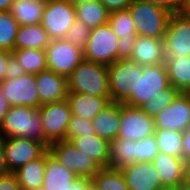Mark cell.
<instances>
[{"instance_id":"6da1fadb","label":"cell","mask_w":190,"mask_h":190,"mask_svg":"<svg viewBox=\"0 0 190 190\" xmlns=\"http://www.w3.org/2000/svg\"><path fill=\"white\" fill-rule=\"evenodd\" d=\"M2 133L5 138L23 137L42 142L47 147L50 144L44 136L38 108L31 106H10L0 125Z\"/></svg>"},{"instance_id":"7a4b0ae2","label":"cell","mask_w":190,"mask_h":190,"mask_svg":"<svg viewBox=\"0 0 190 190\" xmlns=\"http://www.w3.org/2000/svg\"><path fill=\"white\" fill-rule=\"evenodd\" d=\"M68 91L91 96H110L107 65L83 60L67 77Z\"/></svg>"},{"instance_id":"3957f363","label":"cell","mask_w":190,"mask_h":190,"mask_svg":"<svg viewBox=\"0 0 190 190\" xmlns=\"http://www.w3.org/2000/svg\"><path fill=\"white\" fill-rule=\"evenodd\" d=\"M109 92L112 102L124 103L131 95H138L139 72L143 66L131 58H121L107 65Z\"/></svg>"},{"instance_id":"277c9868","label":"cell","mask_w":190,"mask_h":190,"mask_svg":"<svg viewBox=\"0 0 190 190\" xmlns=\"http://www.w3.org/2000/svg\"><path fill=\"white\" fill-rule=\"evenodd\" d=\"M137 36L164 38L172 13L144 0H133L128 8Z\"/></svg>"},{"instance_id":"5b68a950","label":"cell","mask_w":190,"mask_h":190,"mask_svg":"<svg viewBox=\"0 0 190 190\" xmlns=\"http://www.w3.org/2000/svg\"><path fill=\"white\" fill-rule=\"evenodd\" d=\"M48 151L56 161L73 171L78 177L92 179L102 168L88 155L77 151L67 140L51 142Z\"/></svg>"},{"instance_id":"8992f818","label":"cell","mask_w":190,"mask_h":190,"mask_svg":"<svg viewBox=\"0 0 190 190\" xmlns=\"http://www.w3.org/2000/svg\"><path fill=\"white\" fill-rule=\"evenodd\" d=\"M118 40L108 23L92 29L83 50L84 59L105 65L118 61Z\"/></svg>"},{"instance_id":"52a82bcc","label":"cell","mask_w":190,"mask_h":190,"mask_svg":"<svg viewBox=\"0 0 190 190\" xmlns=\"http://www.w3.org/2000/svg\"><path fill=\"white\" fill-rule=\"evenodd\" d=\"M75 20V6L70 0H46L41 26L51 41L64 39Z\"/></svg>"},{"instance_id":"ba28073f","label":"cell","mask_w":190,"mask_h":190,"mask_svg":"<svg viewBox=\"0 0 190 190\" xmlns=\"http://www.w3.org/2000/svg\"><path fill=\"white\" fill-rule=\"evenodd\" d=\"M165 59L190 56V17L183 12L173 13L164 36Z\"/></svg>"},{"instance_id":"9c48e42d","label":"cell","mask_w":190,"mask_h":190,"mask_svg":"<svg viewBox=\"0 0 190 190\" xmlns=\"http://www.w3.org/2000/svg\"><path fill=\"white\" fill-rule=\"evenodd\" d=\"M47 69L68 77L84 60L83 50L65 39L52 40L45 48Z\"/></svg>"},{"instance_id":"30bf717a","label":"cell","mask_w":190,"mask_h":190,"mask_svg":"<svg viewBox=\"0 0 190 190\" xmlns=\"http://www.w3.org/2000/svg\"><path fill=\"white\" fill-rule=\"evenodd\" d=\"M156 132L155 120L133 107L120 103V127L118 138L139 141L154 135Z\"/></svg>"},{"instance_id":"8fae6325","label":"cell","mask_w":190,"mask_h":190,"mask_svg":"<svg viewBox=\"0 0 190 190\" xmlns=\"http://www.w3.org/2000/svg\"><path fill=\"white\" fill-rule=\"evenodd\" d=\"M166 66L164 63L143 66V72H139L138 95H131L124 104L139 107L163 89L169 86Z\"/></svg>"},{"instance_id":"7c38bea8","label":"cell","mask_w":190,"mask_h":190,"mask_svg":"<svg viewBox=\"0 0 190 190\" xmlns=\"http://www.w3.org/2000/svg\"><path fill=\"white\" fill-rule=\"evenodd\" d=\"M45 138L51 143L65 140V134L72 116L67 99L46 103L38 108Z\"/></svg>"},{"instance_id":"4fadbf2b","label":"cell","mask_w":190,"mask_h":190,"mask_svg":"<svg viewBox=\"0 0 190 190\" xmlns=\"http://www.w3.org/2000/svg\"><path fill=\"white\" fill-rule=\"evenodd\" d=\"M47 151L48 147L37 140L5 138V157L9 173H14L28 162L42 157Z\"/></svg>"},{"instance_id":"5bb4252c","label":"cell","mask_w":190,"mask_h":190,"mask_svg":"<svg viewBox=\"0 0 190 190\" xmlns=\"http://www.w3.org/2000/svg\"><path fill=\"white\" fill-rule=\"evenodd\" d=\"M0 85L9 106L39 108L42 105L38 96L35 75L33 74H25L16 79H4Z\"/></svg>"},{"instance_id":"9a60e30c","label":"cell","mask_w":190,"mask_h":190,"mask_svg":"<svg viewBox=\"0 0 190 190\" xmlns=\"http://www.w3.org/2000/svg\"><path fill=\"white\" fill-rule=\"evenodd\" d=\"M156 129L184 132L190 126V97L180 93L176 99L155 117Z\"/></svg>"},{"instance_id":"2e32d148","label":"cell","mask_w":190,"mask_h":190,"mask_svg":"<svg viewBox=\"0 0 190 190\" xmlns=\"http://www.w3.org/2000/svg\"><path fill=\"white\" fill-rule=\"evenodd\" d=\"M36 86L40 103H53L67 99L68 81L67 77L45 69L35 74Z\"/></svg>"},{"instance_id":"e0dca14e","label":"cell","mask_w":190,"mask_h":190,"mask_svg":"<svg viewBox=\"0 0 190 190\" xmlns=\"http://www.w3.org/2000/svg\"><path fill=\"white\" fill-rule=\"evenodd\" d=\"M128 190H157L162 183L152 162H135L121 169Z\"/></svg>"},{"instance_id":"ac0fdd59","label":"cell","mask_w":190,"mask_h":190,"mask_svg":"<svg viewBox=\"0 0 190 190\" xmlns=\"http://www.w3.org/2000/svg\"><path fill=\"white\" fill-rule=\"evenodd\" d=\"M130 58L140 66L164 63V38L137 36Z\"/></svg>"},{"instance_id":"d6986e66","label":"cell","mask_w":190,"mask_h":190,"mask_svg":"<svg viewBox=\"0 0 190 190\" xmlns=\"http://www.w3.org/2000/svg\"><path fill=\"white\" fill-rule=\"evenodd\" d=\"M67 101L72 115L92 120L100 111L104 110L112 101L110 96H91L68 92Z\"/></svg>"},{"instance_id":"ffe728a7","label":"cell","mask_w":190,"mask_h":190,"mask_svg":"<svg viewBox=\"0 0 190 190\" xmlns=\"http://www.w3.org/2000/svg\"><path fill=\"white\" fill-rule=\"evenodd\" d=\"M162 185L179 186L184 182L185 161L162 152L152 161Z\"/></svg>"},{"instance_id":"44dd1931","label":"cell","mask_w":190,"mask_h":190,"mask_svg":"<svg viewBox=\"0 0 190 190\" xmlns=\"http://www.w3.org/2000/svg\"><path fill=\"white\" fill-rule=\"evenodd\" d=\"M45 178L41 190H67L70 185L78 178V176L46 152V169Z\"/></svg>"},{"instance_id":"7402d4cb","label":"cell","mask_w":190,"mask_h":190,"mask_svg":"<svg viewBox=\"0 0 190 190\" xmlns=\"http://www.w3.org/2000/svg\"><path fill=\"white\" fill-rule=\"evenodd\" d=\"M92 123L96 135L100 138L109 142L117 139L120 127V103L111 102L92 119Z\"/></svg>"},{"instance_id":"603a6c76","label":"cell","mask_w":190,"mask_h":190,"mask_svg":"<svg viewBox=\"0 0 190 190\" xmlns=\"http://www.w3.org/2000/svg\"><path fill=\"white\" fill-rule=\"evenodd\" d=\"M70 142L77 151L88 155L101 167H108L110 144L108 140L92 135L71 139Z\"/></svg>"},{"instance_id":"cb8c5ba5","label":"cell","mask_w":190,"mask_h":190,"mask_svg":"<svg viewBox=\"0 0 190 190\" xmlns=\"http://www.w3.org/2000/svg\"><path fill=\"white\" fill-rule=\"evenodd\" d=\"M46 169V153L19 168L14 174L22 190H41Z\"/></svg>"},{"instance_id":"d4e9b609","label":"cell","mask_w":190,"mask_h":190,"mask_svg":"<svg viewBox=\"0 0 190 190\" xmlns=\"http://www.w3.org/2000/svg\"><path fill=\"white\" fill-rule=\"evenodd\" d=\"M137 162V141L117 138L109 144L108 167L122 169Z\"/></svg>"},{"instance_id":"484cf974","label":"cell","mask_w":190,"mask_h":190,"mask_svg":"<svg viewBox=\"0 0 190 190\" xmlns=\"http://www.w3.org/2000/svg\"><path fill=\"white\" fill-rule=\"evenodd\" d=\"M46 0H15L9 10L20 26L41 24Z\"/></svg>"},{"instance_id":"4316f807","label":"cell","mask_w":190,"mask_h":190,"mask_svg":"<svg viewBox=\"0 0 190 190\" xmlns=\"http://www.w3.org/2000/svg\"><path fill=\"white\" fill-rule=\"evenodd\" d=\"M50 38L41 24H30L19 26L14 50L16 49H40L50 43Z\"/></svg>"},{"instance_id":"83f0119b","label":"cell","mask_w":190,"mask_h":190,"mask_svg":"<svg viewBox=\"0 0 190 190\" xmlns=\"http://www.w3.org/2000/svg\"><path fill=\"white\" fill-rule=\"evenodd\" d=\"M76 19L94 29L108 23L110 12L99 0L82 1L74 4Z\"/></svg>"},{"instance_id":"f1b7e54d","label":"cell","mask_w":190,"mask_h":190,"mask_svg":"<svg viewBox=\"0 0 190 190\" xmlns=\"http://www.w3.org/2000/svg\"><path fill=\"white\" fill-rule=\"evenodd\" d=\"M169 84L182 93L190 91V56L179 59H165Z\"/></svg>"},{"instance_id":"f546056e","label":"cell","mask_w":190,"mask_h":190,"mask_svg":"<svg viewBox=\"0 0 190 190\" xmlns=\"http://www.w3.org/2000/svg\"><path fill=\"white\" fill-rule=\"evenodd\" d=\"M11 54L24 68L26 74H39L47 69L46 52L40 49H16Z\"/></svg>"},{"instance_id":"4dcf8cb0","label":"cell","mask_w":190,"mask_h":190,"mask_svg":"<svg viewBox=\"0 0 190 190\" xmlns=\"http://www.w3.org/2000/svg\"><path fill=\"white\" fill-rule=\"evenodd\" d=\"M92 190H128L120 169L102 167L91 179Z\"/></svg>"},{"instance_id":"1f68e13d","label":"cell","mask_w":190,"mask_h":190,"mask_svg":"<svg viewBox=\"0 0 190 190\" xmlns=\"http://www.w3.org/2000/svg\"><path fill=\"white\" fill-rule=\"evenodd\" d=\"M154 135L159 152L183 159V132L169 129H156Z\"/></svg>"},{"instance_id":"d6a6232c","label":"cell","mask_w":190,"mask_h":190,"mask_svg":"<svg viewBox=\"0 0 190 190\" xmlns=\"http://www.w3.org/2000/svg\"><path fill=\"white\" fill-rule=\"evenodd\" d=\"M129 10L113 11L109 14L108 24L120 39H136L137 33Z\"/></svg>"},{"instance_id":"836d02e7","label":"cell","mask_w":190,"mask_h":190,"mask_svg":"<svg viewBox=\"0 0 190 190\" xmlns=\"http://www.w3.org/2000/svg\"><path fill=\"white\" fill-rule=\"evenodd\" d=\"M19 26L9 11L0 12V49L14 50Z\"/></svg>"},{"instance_id":"e575fe53","label":"cell","mask_w":190,"mask_h":190,"mask_svg":"<svg viewBox=\"0 0 190 190\" xmlns=\"http://www.w3.org/2000/svg\"><path fill=\"white\" fill-rule=\"evenodd\" d=\"M181 92L172 85L163 89L157 96L141 104L138 108L150 117H155L160 111L170 105Z\"/></svg>"},{"instance_id":"d590c367","label":"cell","mask_w":190,"mask_h":190,"mask_svg":"<svg viewBox=\"0 0 190 190\" xmlns=\"http://www.w3.org/2000/svg\"><path fill=\"white\" fill-rule=\"evenodd\" d=\"M92 135H96L92 120L83 119L75 115L71 116L65 134V140L70 141L71 139L82 138L83 136L90 137Z\"/></svg>"},{"instance_id":"8d00e7d4","label":"cell","mask_w":190,"mask_h":190,"mask_svg":"<svg viewBox=\"0 0 190 190\" xmlns=\"http://www.w3.org/2000/svg\"><path fill=\"white\" fill-rule=\"evenodd\" d=\"M91 31L92 29L84 22L76 19L73 25L68 29L67 35L64 39L81 50H84L91 35Z\"/></svg>"},{"instance_id":"74e56055","label":"cell","mask_w":190,"mask_h":190,"mask_svg":"<svg viewBox=\"0 0 190 190\" xmlns=\"http://www.w3.org/2000/svg\"><path fill=\"white\" fill-rule=\"evenodd\" d=\"M158 153L155 135L137 141V162H152Z\"/></svg>"},{"instance_id":"f35d334b","label":"cell","mask_w":190,"mask_h":190,"mask_svg":"<svg viewBox=\"0 0 190 190\" xmlns=\"http://www.w3.org/2000/svg\"><path fill=\"white\" fill-rule=\"evenodd\" d=\"M153 5L164 8L170 13L182 12L184 0H144Z\"/></svg>"},{"instance_id":"ab89813d","label":"cell","mask_w":190,"mask_h":190,"mask_svg":"<svg viewBox=\"0 0 190 190\" xmlns=\"http://www.w3.org/2000/svg\"><path fill=\"white\" fill-rule=\"evenodd\" d=\"M25 74L26 72L24 68H22L18 63L17 59L13 55H11L8 58L7 69L5 72V79H16Z\"/></svg>"},{"instance_id":"60d3db41","label":"cell","mask_w":190,"mask_h":190,"mask_svg":"<svg viewBox=\"0 0 190 190\" xmlns=\"http://www.w3.org/2000/svg\"><path fill=\"white\" fill-rule=\"evenodd\" d=\"M136 39H125L120 38L118 40V60L121 58H130L133 52V47L135 45Z\"/></svg>"},{"instance_id":"b9f144b4","label":"cell","mask_w":190,"mask_h":190,"mask_svg":"<svg viewBox=\"0 0 190 190\" xmlns=\"http://www.w3.org/2000/svg\"><path fill=\"white\" fill-rule=\"evenodd\" d=\"M0 190H22L14 173L0 177Z\"/></svg>"},{"instance_id":"7bdbcfd3","label":"cell","mask_w":190,"mask_h":190,"mask_svg":"<svg viewBox=\"0 0 190 190\" xmlns=\"http://www.w3.org/2000/svg\"><path fill=\"white\" fill-rule=\"evenodd\" d=\"M111 13L113 11L127 10L133 0H99Z\"/></svg>"},{"instance_id":"ee69618b","label":"cell","mask_w":190,"mask_h":190,"mask_svg":"<svg viewBox=\"0 0 190 190\" xmlns=\"http://www.w3.org/2000/svg\"><path fill=\"white\" fill-rule=\"evenodd\" d=\"M9 173L5 157V137L0 134V177Z\"/></svg>"},{"instance_id":"f6af8a7d","label":"cell","mask_w":190,"mask_h":190,"mask_svg":"<svg viewBox=\"0 0 190 190\" xmlns=\"http://www.w3.org/2000/svg\"><path fill=\"white\" fill-rule=\"evenodd\" d=\"M67 190H92L91 179L78 177Z\"/></svg>"},{"instance_id":"bcb514c9","label":"cell","mask_w":190,"mask_h":190,"mask_svg":"<svg viewBox=\"0 0 190 190\" xmlns=\"http://www.w3.org/2000/svg\"><path fill=\"white\" fill-rule=\"evenodd\" d=\"M11 52L0 49V83L5 79V72L7 69L8 58L11 56Z\"/></svg>"},{"instance_id":"7dc6e473","label":"cell","mask_w":190,"mask_h":190,"mask_svg":"<svg viewBox=\"0 0 190 190\" xmlns=\"http://www.w3.org/2000/svg\"><path fill=\"white\" fill-rule=\"evenodd\" d=\"M190 159V126L183 132V160Z\"/></svg>"},{"instance_id":"c3c4849f","label":"cell","mask_w":190,"mask_h":190,"mask_svg":"<svg viewBox=\"0 0 190 190\" xmlns=\"http://www.w3.org/2000/svg\"><path fill=\"white\" fill-rule=\"evenodd\" d=\"M9 103L7 98L4 95V92L2 91L1 85H0V125L3 121V118L5 114L8 112L9 109Z\"/></svg>"},{"instance_id":"681fc988","label":"cell","mask_w":190,"mask_h":190,"mask_svg":"<svg viewBox=\"0 0 190 190\" xmlns=\"http://www.w3.org/2000/svg\"><path fill=\"white\" fill-rule=\"evenodd\" d=\"M15 0H0V12L9 11Z\"/></svg>"},{"instance_id":"f907efd6","label":"cell","mask_w":190,"mask_h":190,"mask_svg":"<svg viewBox=\"0 0 190 190\" xmlns=\"http://www.w3.org/2000/svg\"><path fill=\"white\" fill-rule=\"evenodd\" d=\"M184 182L190 185V159L185 161Z\"/></svg>"},{"instance_id":"816d5d0a","label":"cell","mask_w":190,"mask_h":190,"mask_svg":"<svg viewBox=\"0 0 190 190\" xmlns=\"http://www.w3.org/2000/svg\"><path fill=\"white\" fill-rule=\"evenodd\" d=\"M182 12L190 17V0H184Z\"/></svg>"},{"instance_id":"f5cc1de1","label":"cell","mask_w":190,"mask_h":190,"mask_svg":"<svg viewBox=\"0 0 190 190\" xmlns=\"http://www.w3.org/2000/svg\"><path fill=\"white\" fill-rule=\"evenodd\" d=\"M157 190H178V186H166V185H162Z\"/></svg>"},{"instance_id":"db71d44e","label":"cell","mask_w":190,"mask_h":190,"mask_svg":"<svg viewBox=\"0 0 190 190\" xmlns=\"http://www.w3.org/2000/svg\"><path fill=\"white\" fill-rule=\"evenodd\" d=\"M178 190H190V185H188L185 182H182L179 186H178Z\"/></svg>"},{"instance_id":"11a10c76","label":"cell","mask_w":190,"mask_h":190,"mask_svg":"<svg viewBox=\"0 0 190 190\" xmlns=\"http://www.w3.org/2000/svg\"><path fill=\"white\" fill-rule=\"evenodd\" d=\"M73 4L82 2V1H90V0H70Z\"/></svg>"}]
</instances>
